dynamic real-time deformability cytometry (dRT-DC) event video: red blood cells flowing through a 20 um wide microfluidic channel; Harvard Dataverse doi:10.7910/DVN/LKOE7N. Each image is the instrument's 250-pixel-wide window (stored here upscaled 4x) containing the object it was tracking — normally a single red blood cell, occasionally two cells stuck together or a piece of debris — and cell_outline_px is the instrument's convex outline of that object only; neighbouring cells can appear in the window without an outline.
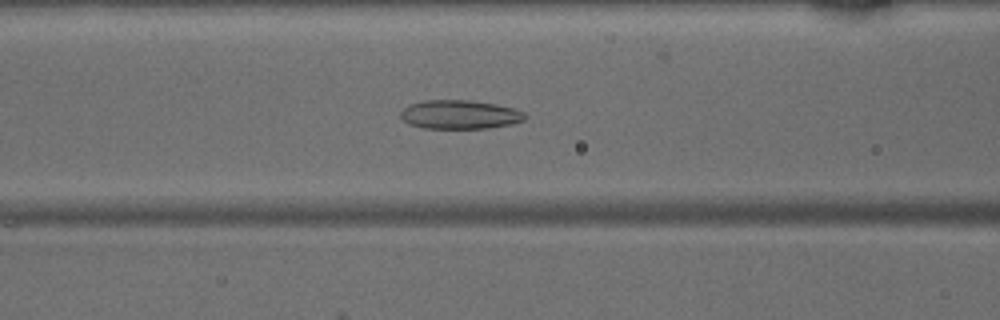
{"species": "common noctule bat (a hibernating species)", "species_latin": "Nyctalus noctula", "temperature_condition": "warm", "stored_images_in_passage": 44, "camera_frame_rate_fps": 3000, "um_per_image_px": 0.085, "animal": {"sex": "male", "body_mass_g": 15.6}, "frame": {"image": 1, "passage_image": 17, "time_ms": 5.333, "image_size_px": [1000, 320], "cell_outline_px": [[528, 116], [524, 120], [512, 124], [488, 128], [424, 128], [408, 124], [400, 116], [400, 112], [404, 108], [412, 104], [424, 100], [472, 100], [496, 104], [512, 108], [524, 112]], "centroid_in_image_um": [39.1, 9.73], "position_along_channel_um": 127.5, "area_um2": 20.92}}
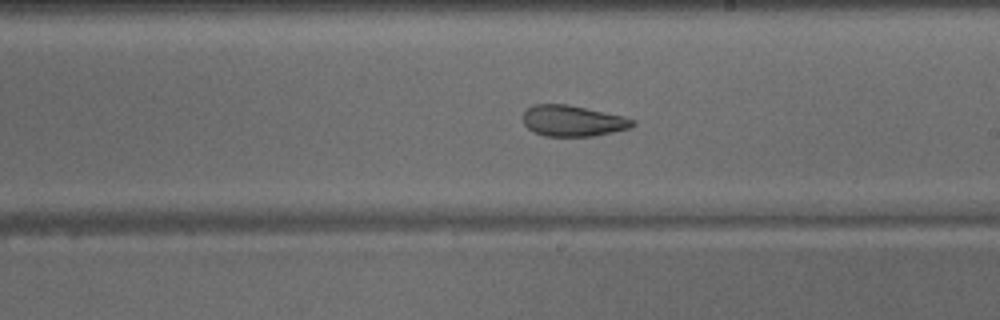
{"frame": {"image": 2, "passage_image": 25, "time_ms": 8.0, "image_size_px": [1000, 320], "cell_outline_px": [[636, 124], [632, 128], [592, 136], [544, 136], [528, 128], [524, 124], [524, 112], [528, 108], [536, 104], [568, 104], [624, 116], [636, 120]], "centroid_in_image_um": [48.74, 10.27], "position_along_channel_um": 240.3, "area_um2": 19.77}}
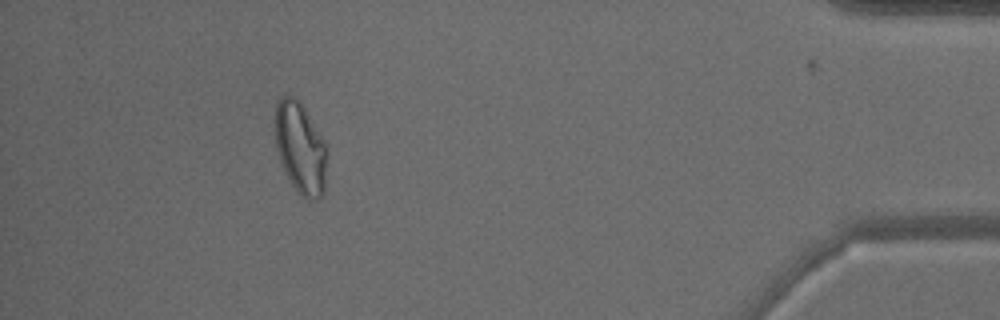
{"frame": {"image": 3, "passage_image": 41, "time_ms": 13.333, "image_size_px": [1000, 320], "cell_outline_px": [[328, 156], [324, 192], [316, 200], [308, 200], [300, 196], [292, 184], [280, 160], [276, 148], [276, 104], [284, 96], [296, 96], [300, 100], [324, 140], [328, 148]], "centroid_in_image_um": [25.58, 12.6], "position_along_channel_um": 409.6, "area_um2": 27.8}}